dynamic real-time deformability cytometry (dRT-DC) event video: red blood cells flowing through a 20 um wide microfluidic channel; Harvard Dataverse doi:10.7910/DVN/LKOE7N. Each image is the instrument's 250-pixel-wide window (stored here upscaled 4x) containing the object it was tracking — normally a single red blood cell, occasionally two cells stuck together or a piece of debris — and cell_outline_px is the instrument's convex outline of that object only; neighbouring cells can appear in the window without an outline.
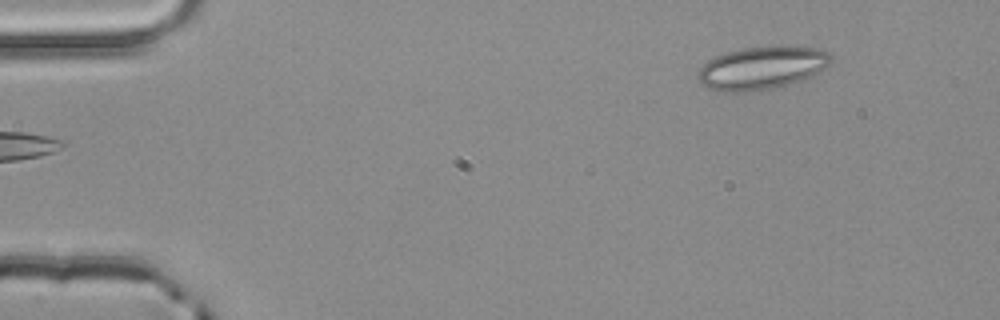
{"species": "common noctule bat (a hibernating species)", "species_latin": "Nyctalus noctula", "temperature_condition": "room temperature", "stored_images_in_passage": 3, "camera_frame_rate_fps": 3000, "um_per_image_px": 0.085, "animal": {"sex": "male", "body_mass_g": 20.4}, "frame": {"image": 1, "passage_image": 1, "time_ms": 0.0, "image_size_px": [1000, 320], "cell_outline_px": [[832, 60], [820, 72], [812, 76], [788, 84], [772, 88], [744, 92], [716, 92], [708, 88], [696, 76], [700, 68], [708, 60], [716, 56], [728, 52], [744, 48], [820, 48], [828, 52], [832, 56]], "centroid_in_image_um": [64.73, 5.81], "position_along_channel_um": 20.3, "area_um2": 32.54}}